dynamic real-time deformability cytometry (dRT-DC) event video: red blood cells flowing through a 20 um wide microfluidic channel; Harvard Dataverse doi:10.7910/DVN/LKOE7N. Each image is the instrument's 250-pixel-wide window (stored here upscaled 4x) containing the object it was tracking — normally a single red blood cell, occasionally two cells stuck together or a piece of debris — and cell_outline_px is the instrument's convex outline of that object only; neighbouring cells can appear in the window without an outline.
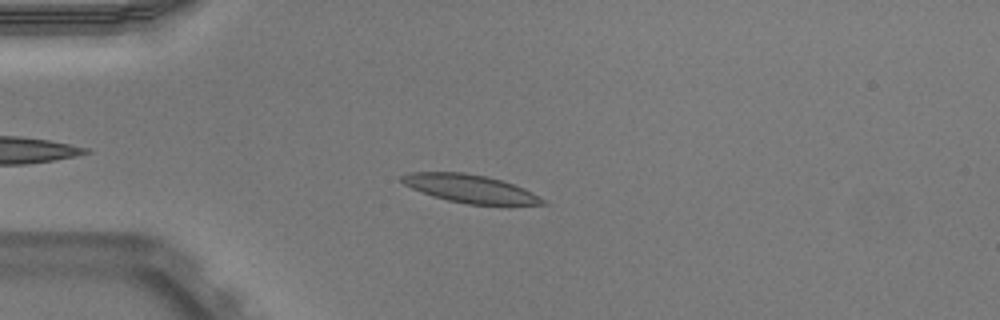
{"species": "Egyptian fruit bat (a non-hibernating species)", "species_latin": "Rousettus aegyptiacus", "temperature_condition": "warm", "stored_images_in_passage": 35, "camera_frame_rate_fps": 3000, "um_per_image_px": 0.085, "animal": {"sex": "male"}, "frame": {"image": 1, "passage_image": 7, "time_ms": 2.0, "image_size_px": [1000, 320], "cell_outline_px": [[548, 204], [508, 208], [468, 204], [448, 200], [432, 196], [412, 188], [404, 184], [400, 180], [400, 176], [412, 172], [464, 172], [488, 176], [524, 188], [532, 192], [544, 200]], "centroid_in_image_um": [40.08, 16.09], "position_along_channel_um": 44.9, "area_um2": 23.87}}
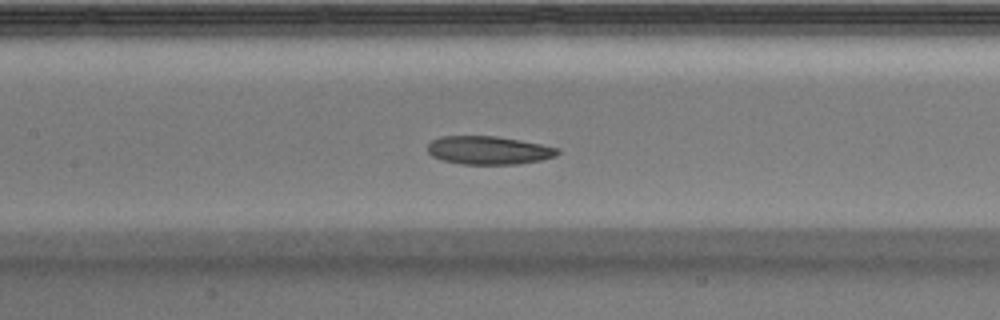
{"frame": {"image": 2, "passage_image": 18, "time_ms": 5.667, "image_size_px": [1000, 320], "cell_outline_px": [[560, 152], [556, 156], [540, 160], [520, 164], [460, 164], [440, 160], [432, 156], [428, 152], [428, 144], [432, 140], [440, 136], [496, 136], [520, 140], [560, 148]], "centroid_in_image_um": [41.53, 12.77], "position_along_channel_um": 165.9, "area_um2": 21.56}}
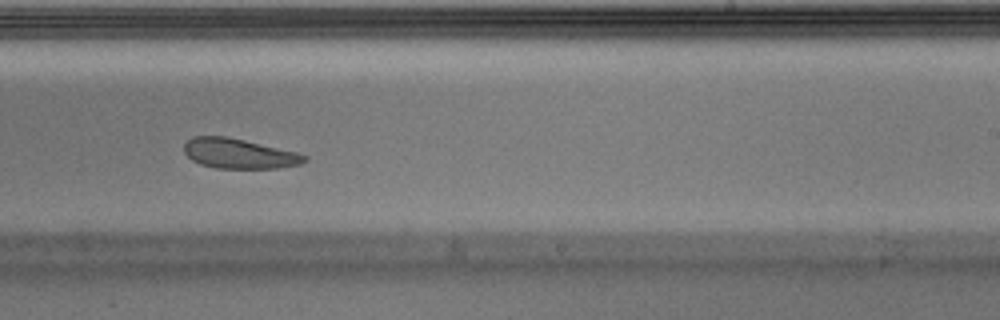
{"frame": {"image": 3, "passage_image": 26, "time_ms": 8.333, "image_size_px": [1000, 320], "cell_outline_px": [[308, 160], [300, 164], [276, 168], [216, 168], [200, 164], [192, 160], [184, 152], [184, 144], [192, 136], [224, 136], [244, 140], [296, 152], [308, 156]], "centroid_in_image_um": [20.3, 13.05], "position_along_channel_um": 268.7, "area_um2": 20.87}, "authors_computed_cell_mechanics": {"area_um2": 22.1374, "velocity_mm_per_s": 3.8677, "shape_relaxation_time_tau1_ms": 9.52, "shape_relaxation_time_tau2_ms": null, "deformation_change_tau1": 0.1617, "deformation_change_tau2": null}}